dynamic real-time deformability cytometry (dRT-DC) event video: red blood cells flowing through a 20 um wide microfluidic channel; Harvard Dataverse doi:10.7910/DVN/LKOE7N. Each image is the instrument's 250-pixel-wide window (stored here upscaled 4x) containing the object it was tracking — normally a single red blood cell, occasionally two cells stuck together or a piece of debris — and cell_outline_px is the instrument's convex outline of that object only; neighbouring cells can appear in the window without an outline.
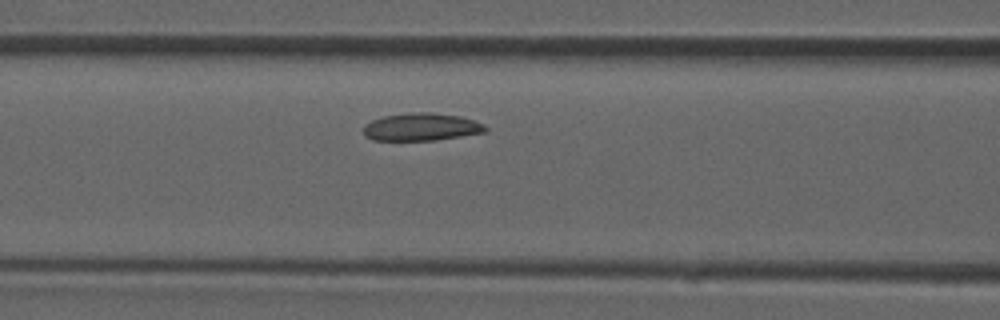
{"species": "common noctule bat (a hibernating species)", "species_latin": "Nyctalus noctula", "temperature_condition": "room temperature", "stored_images_in_passage": 36, "camera_frame_rate_fps": 3000, "um_per_image_px": 0.085, "animal": {"sex": "male", "forearm_length_mm": 52.5}, "frame": {"image": 1, "passage_image": 11, "time_ms": 3.333, "image_size_px": [1000, 320], "cell_outline_px": [[488, 128], [484, 132], [436, 140], [372, 140], [364, 136], [364, 124], [372, 120], [384, 116], [416, 112], [432, 112], [460, 116], [484, 124]], "centroid_in_image_um": [35.79, 10.79], "position_along_channel_um": 130.8, "area_um2": 19.54}}